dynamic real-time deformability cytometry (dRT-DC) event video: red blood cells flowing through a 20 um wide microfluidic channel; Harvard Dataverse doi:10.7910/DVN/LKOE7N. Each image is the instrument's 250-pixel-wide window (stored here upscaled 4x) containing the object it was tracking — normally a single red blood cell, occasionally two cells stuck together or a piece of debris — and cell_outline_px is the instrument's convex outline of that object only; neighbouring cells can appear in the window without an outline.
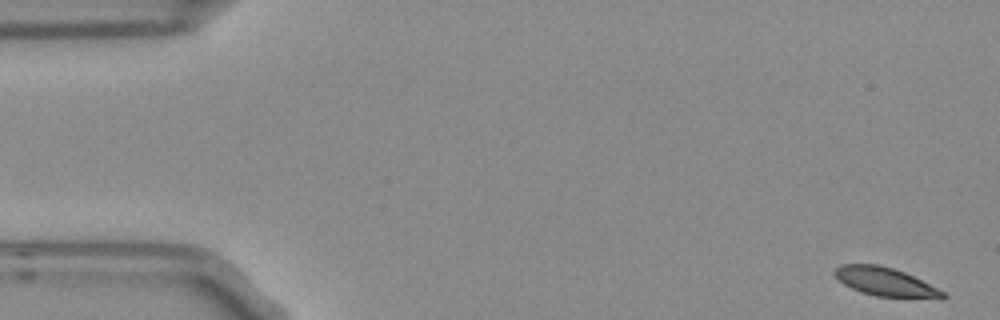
{"species": "Egyptian fruit bat (a non-hibernating species)", "species_latin": "Rousettus aegyptiacus", "temperature_condition": "room temperature", "stored_images_in_passage": 5, "camera_frame_rate_fps": 3000, "um_per_image_px": 0.085, "frame": {"image": 1, "passage_image": 1, "time_ms": 0.0, "image_size_px": [1000, 320], "cell_outline_px": [[948, 296], [940, 300], [876, 296], [860, 292], [844, 284], [832, 272], [840, 264], [876, 264], [892, 268], [904, 272], [944, 292]], "centroid_in_image_um": [75.28, 23.98], "position_along_channel_um": 9.7, "area_um2": 18.09}}